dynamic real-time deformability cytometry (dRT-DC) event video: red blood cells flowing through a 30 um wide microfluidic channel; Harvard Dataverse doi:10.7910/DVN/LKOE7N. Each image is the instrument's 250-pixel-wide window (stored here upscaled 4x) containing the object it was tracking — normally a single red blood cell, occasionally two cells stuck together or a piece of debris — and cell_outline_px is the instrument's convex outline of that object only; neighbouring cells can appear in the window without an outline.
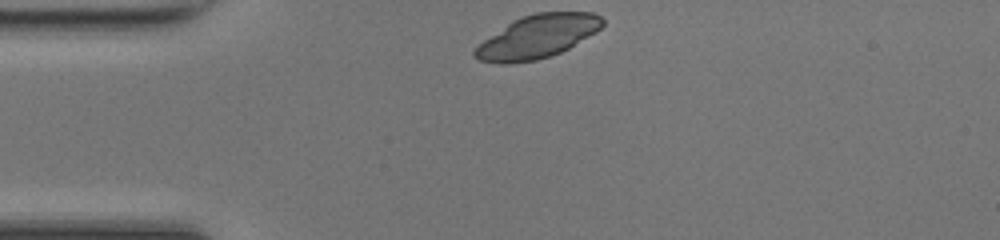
{"species": "common noctule bat (a hibernating species)", "species_latin": "Nyctalus noctula", "temperature_condition": "room temperature", "stored_images_in_passage": 31, "camera_frame_rate_fps": 3000, "um_per_image_px": 0.085, "animal": {"sex": "female", "body_mass_g": 17.0, "forearm_length_mm": 48.0}, "frame": {"image": 1, "passage_image": 1, "time_ms": 0.0, "image_size_px": [1000, 240], "cell_outline_px": [[604, 24], [596, 32], [568, 48], [560, 52], [536, 60], [508, 64], [500, 64], [480, 60], [472, 56], [472, 52], [484, 40], [512, 20], [536, 12], [592, 12], [600, 16], [604, 20]], "centroid_in_image_um": [45.68, 3.11], "position_along_channel_um": 39.3, "area_um2": 31.85}}